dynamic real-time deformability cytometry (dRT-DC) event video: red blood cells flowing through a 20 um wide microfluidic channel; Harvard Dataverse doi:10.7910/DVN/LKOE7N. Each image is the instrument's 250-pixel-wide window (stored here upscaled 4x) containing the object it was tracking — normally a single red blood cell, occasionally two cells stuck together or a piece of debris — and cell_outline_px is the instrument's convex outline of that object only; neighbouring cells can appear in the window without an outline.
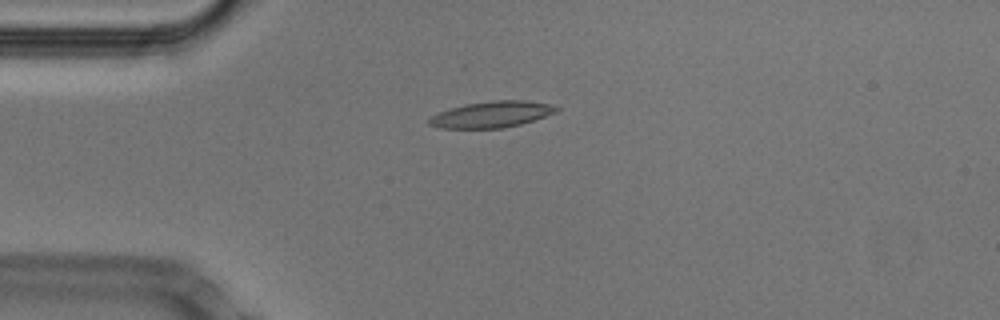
{"species": "Egyptian fruit bat (a non-hibernating species)", "species_latin": "Rousettus aegyptiacus", "temperature_condition": "cold", "stored_images_in_passage": 41, "camera_frame_rate_fps": 3000, "um_per_image_px": 0.085, "animal": {"sex": "male"}, "frame": {"image": 1, "passage_image": 1, "time_ms": 0.0, "image_size_px": [1000, 320], "cell_outline_px": [[560, 108], [556, 112], [520, 124], [504, 128], [440, 128], [428, 124], [428, 120], [432, 116], [440, 112], [464, 104], [492, 100], [524, 100], [548, 104]], "centroid_in_image_um": [41.77, 9.72], "position_along_channel_um": 43.2, "area_um2": 19.19}}
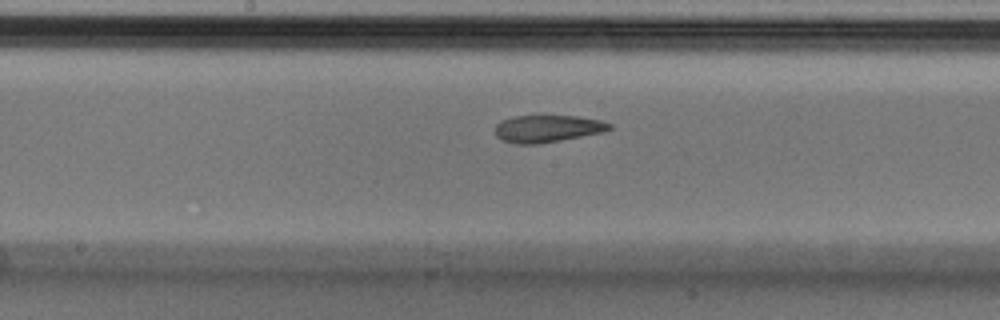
{"frame": {"image": 2, "passage_image": 15, "time_ms": 4.667, "image_size_px": [1000, 320], "cell_outline_px": [[612, 128], [604, 132], [560, 140], [536, 144], [516, 144], [500, 140], [496, 136], [496, 124], [500, 120], [512, 116], [576, 116], [600, 120], [612, 124]], "centroid_in_image_um": [46.51, 10.93], "position_along_channel_um": 201.7, "area_um2": 18.15}}
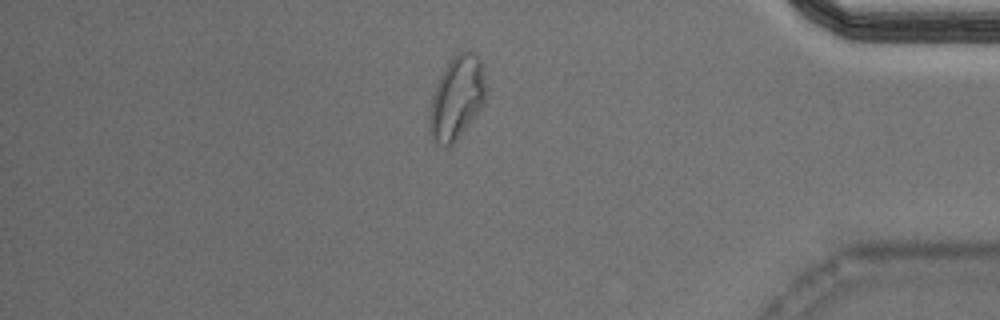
{"frame": {"image": 3, "passage_image": 33, "time_ms": 10.667, "image_size_px": [1000, 320], "cell_outline_px": [[484, 100], [480, 108], [456, 140], [448, 148], [440, 148], [432, 144], [428, 132], [428, 120], [432, 96], [436, 84], [444, 68], [460, 52], [472, 52], [480, 60], [484, 84]], "centroid_in_image_um": [38.73, 8.44], "position_along_channel_um": 396.5, "area_um2": 26.93}, "authors_computed_cell_mechanics": {"area_um2": 19.363, "velocity_mm_per_s": 3.7807, "shape_relaxation_time_tau1_ms": 5.6035, "shape_relaxation_time_tau2_ms": 2.425, "deformation_change_tau1": 0.1644, "deformation_change_tau2": 0.0874}}